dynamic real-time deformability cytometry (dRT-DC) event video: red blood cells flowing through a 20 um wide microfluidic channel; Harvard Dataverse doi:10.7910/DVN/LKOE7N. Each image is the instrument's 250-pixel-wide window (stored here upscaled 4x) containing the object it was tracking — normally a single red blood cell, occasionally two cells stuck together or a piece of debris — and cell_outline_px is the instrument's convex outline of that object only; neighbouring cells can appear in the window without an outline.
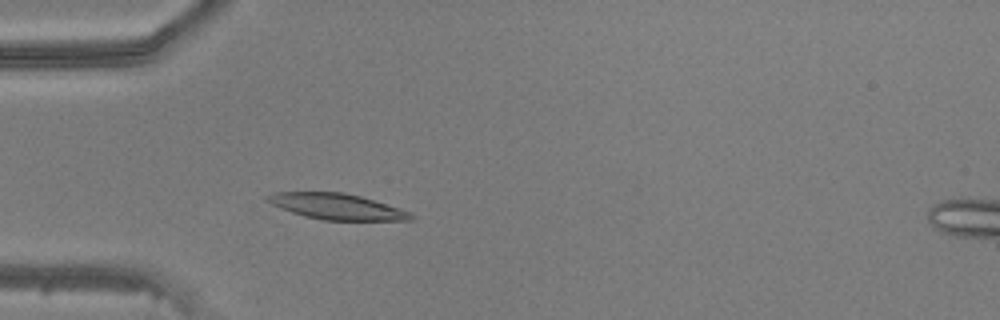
{"species": "common noctule bat (a hibernating species)", "species_latin": "Nyctalus noctula", "temperature_condition": "warm", "stored_images_in_passage": 46, "camera_frame_rate_fps": 3000, "um_per_image_px": 0.085, "animal": {"sex": "male", "body_mass_g": 20.5, "forearm_length_mm": 52.5}, "frame": {"image": 1, "passage_image": 12, "time_ms": 3.667, "image_size_px": [1000, 320], "cell_outline_px": [[416, 216], [412, 220], [324, 220], [304, 216], [292, 212], [272, 204], [264, 200], [264, 196], [276, 192], [344, 192], [360, 196], [400, 208], [412, 212]], "centroid_in_image_um": [28.65, 17.55], "position_along_channel_um": 56.4, "area_um2": 21.62}}
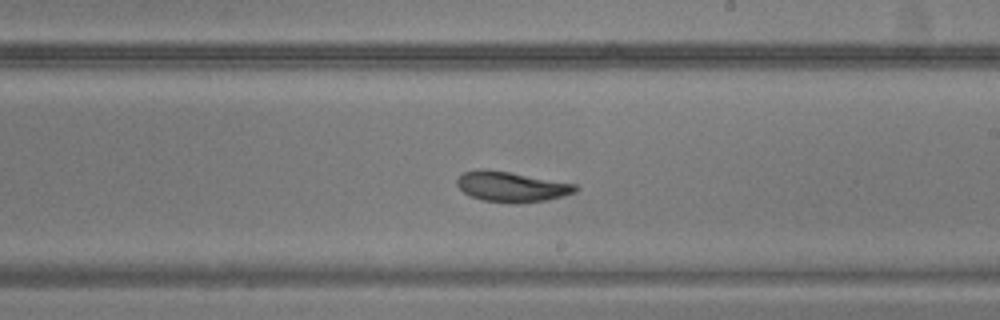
{"frame": {"image": 2, "passage_image": 26, "time_ms": 8.333, "image_size_px": [1000, 320], "cell_outline_px": [[580, 188], [576, 192], [564, 196], [548, 200], [524, 204], [512, 204], [484, 200], [472, 196], [464, 192], [456, 184], [456, 180], [464, 172], [476, 168], [484, 168], [508, 172], [576, 184]], "centroid_in_image_um": [43.5, 15.88], "position_along_channel_um": 245.5, "area_um2": 21.1}}
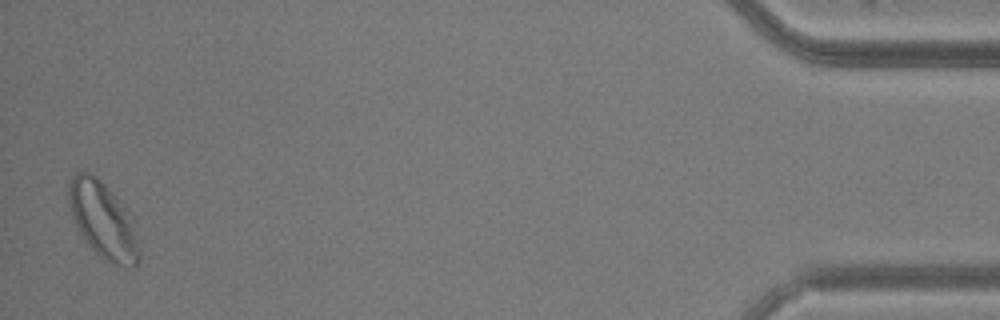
{"frame": {"image": 3, "passage_image": 45, "time_ms": 14.667, "image_size_px": [1000, 320], "cell_outline_px": [[140, 260], [132, 268], [112, 264], [104, 260], [88, 244], [80, 232], [72, 216], [68, 204], [68, 184], [76, 172], [88, 172], [96, 176], [132, 212], [140, 248]], "centroid_in_image_um": [8.81, 18.73], "position_along_channel_um": 426.4, "area_um2": 31.73}}